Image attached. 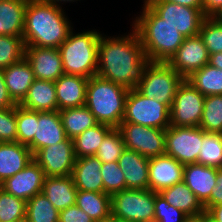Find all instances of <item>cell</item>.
<instances>
[{"instance_id":"cell-1","label":"cell","mask_w":222,"mask_h":222,"mask_svg":"<svg viewBox=\"0 0 222 222\" xmlns=\"http://www.w3.org/2000/svg\"><path fill=\"white\" fill-rule=\"evenodd\" d=\"M106 37L99 38L96 75L128 90L136 88L151 62L145 56L138 34L132 29L128 35Z\"/></svg>"},{"instance_id":"cell-2","label":"cell","mask_w":222,"mask_h":222,"mask_svg":"<svg viewBox=\"0 0 222 222\" xmlns=\"http://www.w3.org/2000/svg\"><path fill=\"white\" fill-rule=\"evenodd\" d=\"M62 6L28 0L25 9V46L59 48L73 29Z\"/></svg>"},{"instance_id":"cell-3","label":"cell","mask_w":222,"mask_h":222,"mask_svg":"<svg viewBox=\"0 0 222 222\" xmlns=\"http://www.w3.org/2000/svg\"><path fill=\"white\" fill-rule=\"evenodd\" d=\"M142 8L132 28L138 34L145 56L151 62L167 63L186 37L166 23L145 2Z\"/></svg>"},{"instance_id":"cell-4","label":"cell","mask_w":222,"mask_h":222,"mask_svg":"<svg viewBox=\"0 0 222 222\" xmlns=\"http://www.w3.org/2000/svg\"><path fill=\"white\" fill-rule=\"evenodd\" d=\"M128 89L98 75L88 80L86 104L98 123L118 128L125 114Z\"/></svg>"},{"instance_id":"cell-5","label":"cell","mask_w":222,"mask_h":222,"mask_svg":"<svg viewBox=\"0 0 222 222\" xmlns=\"http://www.w3.org/2000/svg\"><path fill=\"white\" fill-rule=\"evenodd\" d=\"M100 34L96 30L73 33L59 46L64 73L91 78L97 73L98 44Z\"/></svg>"},{"instance_id":"cell-6","label":"cell","mask_w":222,"mask_h":222,"mask_svg":"<svg viewBox=\"0 0 222 222\" xmlns=\"http://www.w3.org/2000/svg\"><path fill=\"white\" fill-rule=\"evenodd\" d=\"M155 192L125 189L111 195V217L132 222H154Z\"/></svg>"},{"instance_id":"cell-7","label":"cell","mask_w":222,"mask_h":222,"mask_svg":"<svg viewBox=\"0 0 222 222\" xmlns=\"http://www.w3.org/2000/svg\"><path fill=\"white\" fill-rule=\"evenodd\" d=\"M121 123H133L166 130L170 126V108L145 97L137 88L128 91Z\"/></svg>"},{"instance_id":"cell-8","label":"cell","mask_w":222,"mask_h":222,"mask_svg":"<svg viewBox=\"0 0 222 222\" xmlns=\"http://www.w3.org/2000/svg\"><path fill=\"white\" fill-rule=\"evenodd\" d=\"M184 78L165 62H150L136 87L145 97L171 108L176 91Z\"/></svg>"},{"instance_id":"cell-9","label":"cell","mask_w":222,"mask_h":222,"mask_svg":"<svg viewBox=\"0 0 222 222\" xmlns=\"http://www.w3.org/2000/svg\"><path fill=\"white\" fill-rule=\"evenodd\" d=\"M205 96L186 79L179 85L170 108V125L199 127Z\"/></svg>"},{"instance_id":"cell-10","label":"cell","mask_w":222,"mask_h":222,"mask_svg":"<svg viewBox=\"0 0 222 222\" xmlns=\"http://www.w3.org/2000/svg\"><path fill=\"white\" fill-rule=\"evenodd\" d=\"M144 2L159 17L176 28L186 38L199 34L201 24L205 18L203 9L160 0H144Z\"/></svg>"},{"instance_id":"cell-11","label":"cell","mask_w":222,"mask_h":222,"mask_svg":"<svg viewBox=\"0 0 222 222\" xmlns=\"http://www.w3.org/2000/svg\"><path fill=\"white\" fill-rule=\"evenodd\" d=\"M165 154L182 164L197 163L203 143L200 127L169 126L165 134Z\"/></svg>"},{"instance_id":"cell-12","label":"cell","mask_w":222,"mask_h":222,"mask_svg":"<svg viewBox=\"0 0 222 222\" xmlns=\"http://www.w3.org/2000/svg\"><path fill=\"white\" fill-rule=\"evenodd\" d=\"M118 129L123 135L125 149L136 151L148 159L165 154L166 130L133 123H121Z\"/></svg>"},{"instance_id":"cell-13","label":"cell","mask_w":222,"mask_h":222,"mask_svg":"<svg viewBox=\"0 0 222 222\" xmlns=\"http://www.w3.org/2000/svg\"><path fill=\"white\" fill-rule=\"evenodd\" d=\"M33 159L44 171L45 176H71L75 165L73 139L39 149Z\"/></svg>"},{"instance_id":"cell-14","label":"cell","mask_w":222,"mask_h":222,"mask_svg":"<svg viewBox=\"0 0 222 222\" xmlns=\"http://www.w3.org/2000/svg\"><path fill=\"white\" fill-rule=\"evenodd\" d=\"M209 52L200 35L185 38L167 64L184 79L209 64Z\"/></svg>"},{"instance_id":"cell-15","label":"cell","mask_w":222,"mask_h":222,"mask_svg":"<svg viewBox=\"0 0 222 222\" xmlns=\"http://www.w3.org/2000/svg\"><path fill=\"white\" fill-rule=\"evenodd\" d=\"M45 174L33 159L28 165L0 184V187L17 198L28 201L36 194L42 193Z\"/></svg>"},{"instance_id":"cell-16","label":"cell","mask_w":222,"mask_h":222,"mask_svg":"<svg viewBox=\"0 0 222 222\" xmlns=\"http://www.w3.org/2000/svg\"><path fill=\"white\" fill-rule=\"evenodd\" d=\"M25 59L30 63L35 79L55 82L65 74L58 48L25 46Z\"/></svg>"},{"instance_id":"cell-17","label":"cell","mask_w":222,"mask_h":222,"mask_svg":"<svg viewBox=\"0 0 222 222\" xmlns=\"http://www.w3.org/2000/svg\"><path fill=\"white\" fill-rule=\"evenodd\" d=\"M184 164L164 154L149 159L148 188L159 193L183 181Z\"/></svg>"},{"instance_id":"cell-18","label":"cell","mask_w":222,"mask_h":222,"mask_svg":"<svg viewBox=\"0 0 222 222\" xmlns=\"http://www.w3.org/2000/svg\"><path fill=\"white\" fill-rule=\"evenodd\" d=\"M67 138L59 111L38 112L34 139L27 145L33 155L41 148L58 144Z\"/></svg>"},{"instance_id":"cell-19","label":"cell","mask_w":222,"mask_h":222,"mask_svg":"<svg viewBox=\"0 0 222 222\" xmlns=\"http://www.w3.org/2000/svg\"><path fill=\"white\" fill-rule=\"evenodd\" d=\"M89 78L79 75H62L55 83L58 111L86 104Z\"/></svg>"},{"instance_id":"cell-20","label":"cell","mask_w":222,"mask_h":222,"mask_svg":"<svg viewBox=\"0 0 222 222\" xmlns=\"http://www.w3.org/2000/svg\"><path fill=\"white\" fill-rule=\"evenodd\" d=\"M126 189H148L149 159L136 151L125 149L118 159Z\"/></svg>"},{"instance_id":"cell-21","label":"cell","mask_w":222,"mask_h":222,"mask_svg":"<svg viewBox=\"0 0 222 222\" xmlns=\"http://www.w3.org/2000/svg\"><path fill=\"white\" fill-rule=\"evenodd\" d=\"M101 166L96 156L76 158L71 176L77 190L104 192Z\"/></svg>"},{"instance_id":"cell-22","label":"cell","mask_w":222,"mask_h":222,"mask_svg":"<svg viewBox=\"0 0 222 222\" xmlns=\"http://www.w3.org/2000/svg\"><path fill=\"white\" fill-rule=\"evenodd\" d=\"M33 160L27 145L19 142H0V184L23 170Z\"/></svg>"},{"instance_id":"cell-23","label":"cell","mask_w":222,"mask_h":222,"mask_svg":"<svg viewBox=\"0 0 222 222\" xmlns=\"http://www.w3.org/2000/svg\"><path fill=\"white\" fill-rule=\"evenodd\" d=\"M183 181L204 204L216 185V168L199 163L185 164Z\"/></svg>"},{"instance_id":"cell-24","label":"cell","mask_w":222,"mask_h":222,"mask_svg":"<svg viewBox=\"0 0 222 222\" xmlns=\"http://www.w3.org/2000/svg\"><path fill=\"white\" fill-rule=\"evenodd\" d=\"M3 76L10 97L19 105L35 80L30 63L24 57L20 62L4 68Z\"/></svg>"},{"instance_id":"cell-25","label":"cell","mask_w":222,"mask_h":222,"mask_svg":"<svg viewBox=\"0 0 222 222\" xmlns=\"http://www.w3.org/2000/svg\"><path fill=\"white\" fill-rule=\"evenodd\" d=\"M42 193L61 211L75 204L77 188L72 176H46Z\"/></svg>"},{"instance_id":"cell-26","label":"cell","mask_w":222,"mask_h":222,"mask_svg":"<svg viewBox=\"0 0 222 222\" xmlns=\"http://www.w3.org/2000/svg\"><path fill=\"white\" fill-rule=\"evenodd\" d=\"M19 105L25 109L38 112L57 111L58 101L55 83L53 81L35 79L27 95Z\"/></svg>"},{"instance_id":"cell-27","label":"cell","mask_w":222,"mask_h":222,"mask_svg":"<svg viewBox=\"0 0 222 222\" xmlns=\"http://www.w3.org/2000/svg\"><path fill=\"white\" fill-rule=\"evenodd\" d=\"M158 194L170 205L183 211L188 216H197L205 213L203 204L184 181L165 188Z\"/></svg>"},{"instance_id":"cell-28","label":"cell","mask_w":222,"mask_h":222,"mask_svg":"<svg viewBox=\"0 0 222 222\" xmlns=\"http://www.w3.org/2000/svg\"><path fill=\"white\" fill-rule=\"evenodd\" d=\"M28 0L0 1V35L23 37Z\"/></svg>"},{"instance_id":"cell-29","label":"cell","mask_w":222,"mask_h":222,"mask_svg":"<svg viewBox=\"0 0 222 222\" xmlns=\"http://www.w3.org/2000/svg\"><path fill=\"white\" fill-rule=\"evenodd\" d=\"M75 204L95 222H106L111 218L110 194L77 190Z\"/></svg>"},{"instance_id":"cell-30","label":"cell","mask_w":222,"mask_h":222,"mask_svg":"<svg viewBox=\"0 0 222 222\" xmlns=\"http://www.w3.org/2000/svg\"><path fill=\"white\" fill-rule=\"evenodd\" d=\"M59 114L66 136L70 139H74L85 130L98 124L94 115L85 105L60 110Z\"/></svg>"},{"instance_id":"cell-31","label":"cell","mask_w":222,"mask_h":222,"mask_svg":"<svg viewBox=\"0 0 222 222\" xmlns=\"http://www.w3.org/2000/svg\"><path fill=\"white\" fill-rule=\"evenodd\" d=\"M113 129L107 124L98 123L73 139L76 158L95 156L105 136Z\"/></svg>"},{"instance_id":"cell-32","label":"cell","mask_w":222,"mask_h":222,"mask_svg":"<svg viewBox=\"0 0 222 222\" xmlns=\"http://www.w3.org/2000/svg\"><path fill=\"white\" fill-rule=\"evenodd\" d=\"M204 96L222 95V70L206 64L187 79Z\"/></svg>"},{"instance_id":"cell-33","label":"cell","mask_w":222,"mask_h":222,"mask_svg":"<svg viewBox=\"0 0 222 222\" xmlns=\"http://www.w3.org/2000/svg\"><path fill=\"white\" fill-rule=\"evenodd\" d=\"M25 222H59V211L39 193L27 201Z\"/></svg>"},{"instance_id":"cell-34","label":"cell","mask_w":222,"mask_h":222,"mask_svg":"<svg viewBox=\"0 0 222 222\" xmlns=\"http://www.w3.org/2000/svg\"><path fill=\"white\" fill-rule=\"evenodd\" d=\"M199 127L206 133H222V95L205 96Z\"/></svg>"},{"instance_id":"cell-35","label":"cell","mask_w":222,"mask_h":222,"mask_svg":"<svg viewBox=\"0 0 222 222\" xmlns=\"http://www.w3.org/2000/svg\"><path fill=\"white\" fill-rule=\"evenodd\" d=\"M197 163L208 167H222V133H206L203 130V143Z\"/></svg>"},{"instance_id":"cell-36","label":"cell","mask_w":222,"mask_h":222,"mask_svg":"<svg viewBox=\"0 0 222 222\" xmlns=\"http://www.w3.org/2000/svg\"><path fill=\"white\" fill-rule=\"evenodd\" d=\"M27 201L0 187V222H25Z\"/></svg>"},{"instance_id":"cell-37","label":"cell","mask_w":222,"mask_h":222,"mask_svg":"<svg viewBox=\"0 0 222 222\" xmlns=\"http://www.w3.org/2000/svg\"><path fill=\"white\" fill-rule=\"evenodd\" d=\"M25 57L23 37L0 35V68L20 62Z\"/></svg>"},{"instance_id":"cell-38","label":"cell","mask_w":222,"mask_h":222,"mask_svg":"<svg viewBox=\"0 0 222 222\" xmlns=\"http://www.w3.org/2000/svg\"><path fill=\"white\" fill-rule=\"evenodd\" d=\"M124 150L123 135L118 128H113L103 139L95 156L102 163L115 162L118 161Z\"/></svg>"},{"instance_id":"cell-39","label":"cell","mask_w":222,"mask_h":222,"mask_svg":"<svg viewBox=\"0 0 222 222\" xmlns=\"http://www.w3.org/2000/svg\"><path fill=\"white\" fill-rule=\"evenodd\" d=\"M17 142L28 145L35 136L38 111H32L16 106Z\"/></svg>"},{"instance_id":"cell-40","label":"cell","mask_w":222,"mask_h":222,"mask_svg":"<svg viewBox=\"0 0 222 222\" xmlns=\"http://www.w3.org/2000/svg\"><path fill=\"white\" fill-rule=\"evenodd\" d=\"M209 55L222 52V24L212 17H205L199 31Z\"/></svg>"},{"instance_id":"cell-41","label":"cell","mask_w":222,"mask_h":222,"mask_svg":"<svg viewBox=\"0 0 222 222\" xmlns=\"http://www.w3.org/2000/svg\"><path fill=\"white\" fill-rule=\"evenodd\" d=\"M100 171L103 179L104 193L112 195L126 189L124 174L117 161L102 163Z\"/></svg>"},{"instance_id":"cell-42","label":"cell","mask_w":222,"mask_h":222,"mask_svg":"<svg viewBox=\"0 0 222 222\" xmlns=\"http://www.w3.org/2000/svg\"><path fill=\"white\" fill-rule=\"evenodd\" d=\"M154 222H184L189 216L170 205L160 194L155 192Z\"/></svg>"},{"instance_id":"cell-43","label":"cell","mask_w":222,"mask_h":222,"mask_svg":"<svg viewBox=\"0 0 222 222\" xmlns=\"http://www.w3.org/2000/svg\"><path fill=\"white\" fill-rule=\"evenodd\" d=\"M0 142H17L16 107L0 109Z\"/></svg>"},{"instance_id":"cell-44","label":"cell","mask_w":222,"mask_h":222,"mask_svg":"<svg viewBox=\"0 0 222 222\" xmlns=\"http://www.w3.org/2000/svg\"><path fill=\"white\" fill-rule=\"evenodd\" d=\"M59 222H95L76 204L59 211Z\"/></svg>"},{"instance_id":"cell-45","label":"cell","mask_w":222,"mask_h":222,"mask_svg":"<svg viewBox=\"0 0 222 222\" xmlns=\"http://www.w3.org/2000/svg\"><path fill=\"white\" fill-rule=\"evenodd\" d=\"M222 203V167L216 169V185L212 190L210 198L203 204L205 211Z\"/></svg>"},{"instance_id":"cell-46","label":"cell","mask_w":222,"mask_h":222,"mask_svg":"<svg viewBox=\"0 0 222 222\" xmlns=\"http://www.w3.org/2000/svg\"><path fill=\"white\" fill-rule=\"evenodd\" d=\"M17 104L12 100L5 84L3 69L0 68V109L16 107Z\"/></svg>"},{"instance_id":"cell-47","label":"cell","mask_w":222,"mask_h":222,"mask_svg":"<svg viewBox=\"0 0 222 222\" xmlns=\"http://www.w3.org/2000/svg\"><path fill=\"white\" fill-rule=\"evenodd\" d=\"M203 15L212 17L218 10L222 8V0H202Z\"/></svg>"},{"instance_id":"cell-48","label":"cell","mask_w":222,"mask_h":222,"mask_svg":"<svg viewBox=\"0 0 222 222\" xmlns=\"http://www.w3.org/2000/svg\"><path fill=\"white\" fill-rule=\"evenodd\" d=\"M205 213L213 222H222V203L216 206L209 207Z\"/></svg>"},{"instance_id":"cell-49","label":"cell","mask_w":222,"mask_h":222,"mask_svg":"<svg viewBox=\"0 0 222 222\" xmlns=\"http://www.w3.org/2000/svg\"><path fill=\"white\" fill-rule=\"evenodd\" d=\"M160 1H168V2L179 4V5H183V6L203 9L202 0H160Z\"/></svg>"},{"instance_id":"cell-50","label":"cell","mask_w":222,"mask_h":222,"mask_svg":"<svg viewBox=\"0 0 222 222\" xmlns=\"http://www.w3.org/2000/svg\"><path fill=\"white\" fill-rule=\"evenodd\" d=\"M209 64L222 70V52L211 54L209 57Z\"/></svg>"},{"instance_id":"cell-51","label":"cell","mask_w":222,"mask_h":222,"mask_svg":"<svg viewBox=\"0 0 222 222\" xmlns=\"http://www.w3.org/2000/svg\"><path fill=\"white\" fill-rule=\"evenodd\" d=\"M184 222H207V214L189 216Z\"/></svg>"},{"instance_id":"cell-52","label":"cell","mask_w":222,"mask_h":222,"mask_svg":"<svg viewBox=\"0 0 222 222\" xmlns=\"http://www.w3.org/2000/svg\"><path fill=\"white\" fill-rule=\"evenodd\" d=\"M41 1L60 6V3H61V2H64V3H65V2H72V1L75 2V1H78V0H41ZM57 2H58L59 4H58Z\"/></svg>"},{"instance_id":"cell-53","label":"cell","mask_w":222,"mask_h":222,"mask_svg":"<svg viewBox=\"0 0 222 222\" xmlns=\"http://www.w3.org/2000/svg\"><path fill=\"white\" fill-rule=\"evenodd\" d=\"M212 18H214L218 23L222 24V8L220 10H218L213 16Z\"/></svg>"},{"instance_id":"cell-54","label":"cell","mask_w":222,"mask_h":222,"mask_svg":"<svg viewBox=\"0 0 222 222\" xmlns=\"http://www.w3.org/2000/svg\"><path fill=\"white\" fill-rule=\"evenodd\" d=\"M110 222H132V221H129V220H122V219H116L114 217H111Z\"/></svg>"},{"instance_id":"cell-55","label":"cell","mask_w":222,"mask_h":222,"mask_svg":"<svg viewBox=\"0 0 222 222\" xmlns=\"http://www.w3.org/2000/svg\"><path fill=\"white\" fill-rule=\"evenodd\" d=\"M207 222H213V221H211V220L209 219L208 215H207Z\"/></svg>"}]
</instances>
